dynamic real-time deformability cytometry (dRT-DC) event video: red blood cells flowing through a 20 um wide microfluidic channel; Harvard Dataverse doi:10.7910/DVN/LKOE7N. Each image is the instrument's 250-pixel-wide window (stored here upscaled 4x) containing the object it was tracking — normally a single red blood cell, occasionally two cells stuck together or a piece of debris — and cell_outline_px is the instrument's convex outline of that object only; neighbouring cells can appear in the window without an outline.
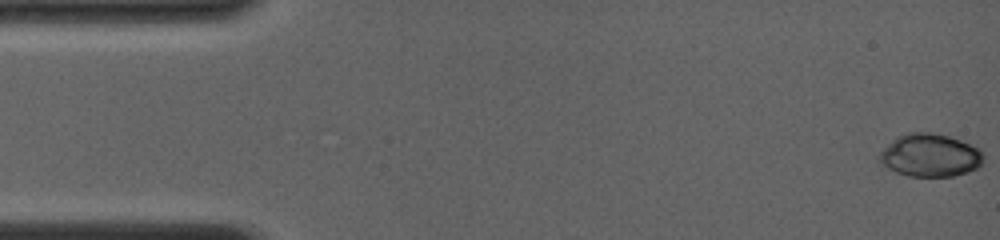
{"species": "common noctule bat (a hibernating species)", "species_latin": "Nyctalus noctula", "temperature_condition": "room temperature", "stored_images_in_passage": 77, "camera_frame_rate_fps": 4000, "um_per_image_px": 0.085, "animal": {"sex": "female", "body_mass_g": 19.0, "forearm_length_mm": 56.7}, "frame": {"image": 1, "passage_image": 1, "time_ms": 0.0, "image_size_px": [1000, 240], "cell_outline_px": [[984, 156], [980, 164], [976, 168], [968, 172], [952, 176], [908, 176], [896, 172], [888, 168], [876, 160], [880, 152], [892, 140], [908, 132], [932, 132], [948, 136], [960, 140], [980, 148]], "centroid_in_image_um": [79.04, 13.2], "position_along_channel_um": 6.0, "area_um2": 26.01}}
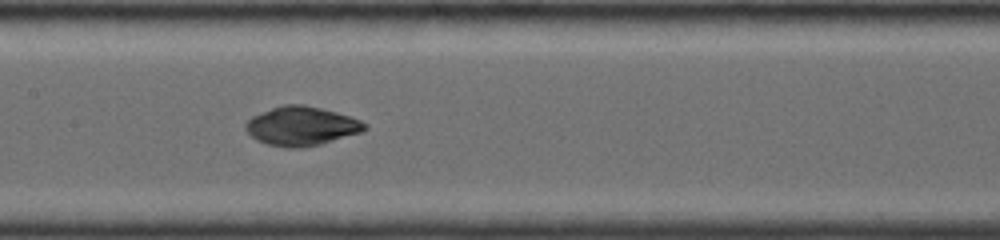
{"frame": {"image": 2, "passage_image": 50, "time_ms": 7.5, "image_size_px": [1000, 240], "cell_outline_px": [[368, 128], [360, 132], [320, 144], [300, 148], [284, 148], [268, 144], [256, 140], [244, 128], [244, 124], [252, 116], [272, 108], [284, 104], [304, 104], [336, 112], [360, 120], [368, 124]], "centroid_in_image_um": [25.6, 10.72], "position_along_channel_um": 181.8, "area_um2": 26.93}}
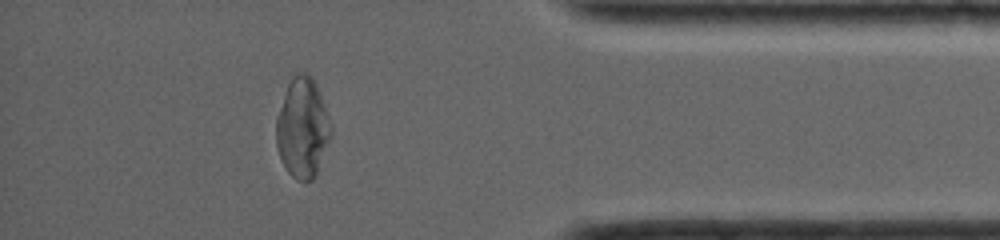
{"frame": {"image": 3, "passage_image": 77, "time_ms": 13.5, "image_size_px": [1000, 240], "cell_outline_px": [[332, 132], [316, 176], [312, 180], [296, 180], [288, 172], [280, 156], [276, 144], [276, 116], [288, 84], [292, 76], [296, 72], [308, 72], [312, 76], [316, 84], [332, 124]], "centroid_in_image_um": [25.72, 10.85], "position_along_channel_um": 409.5, "area_um2": 31.91}, "authors_computed_cell_mechanics": {"area_um2": 26.2412, "velocity_mm_per_s": 4.0844, "shape_relaxation_time_tau1_ms": 8.5352, "shape_relaxation_time_tau2_ms": null, "deformation_change_tau1": 0.2941, "deformation_change_tau2": null}}